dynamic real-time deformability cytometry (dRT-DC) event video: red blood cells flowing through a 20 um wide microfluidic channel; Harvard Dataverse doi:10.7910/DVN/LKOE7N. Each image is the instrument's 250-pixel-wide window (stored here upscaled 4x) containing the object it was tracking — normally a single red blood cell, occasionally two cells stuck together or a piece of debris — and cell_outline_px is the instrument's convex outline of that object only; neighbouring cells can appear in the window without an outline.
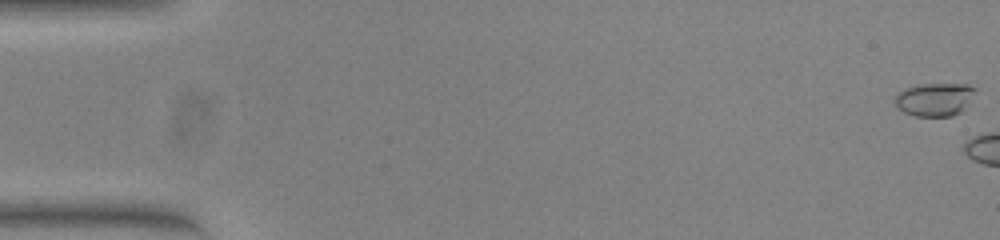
{"species": "common noctule bat (a hibernating species)", "species_latin": "Nyctalus noctula", "temperature_condition": "warm", "stored_images_in_passage": 5, "camera_frame_rate_fps": 3000, "um_per_image_px": 0.085, "animal": {"sex": "female", "body_mass_g": 23.0, "forearm_length_mm": 53.4}, "frame": {"image": 1, "passage_image": 1, "time_ms": 0.0, "image_size_px": [1000, 240], "cell_outline_px": [[976, 88], [968, 104], [960, 112], [952, 116], [916, 116], [904, 112], [896, 104], [896, 96], [900, 92], [908, 88], [920, 84], [968, 84]], "centroid_in_image_um": [79.48, 8.45], "position_along_channel_um": 5.5, "area_um2": 15.2}}